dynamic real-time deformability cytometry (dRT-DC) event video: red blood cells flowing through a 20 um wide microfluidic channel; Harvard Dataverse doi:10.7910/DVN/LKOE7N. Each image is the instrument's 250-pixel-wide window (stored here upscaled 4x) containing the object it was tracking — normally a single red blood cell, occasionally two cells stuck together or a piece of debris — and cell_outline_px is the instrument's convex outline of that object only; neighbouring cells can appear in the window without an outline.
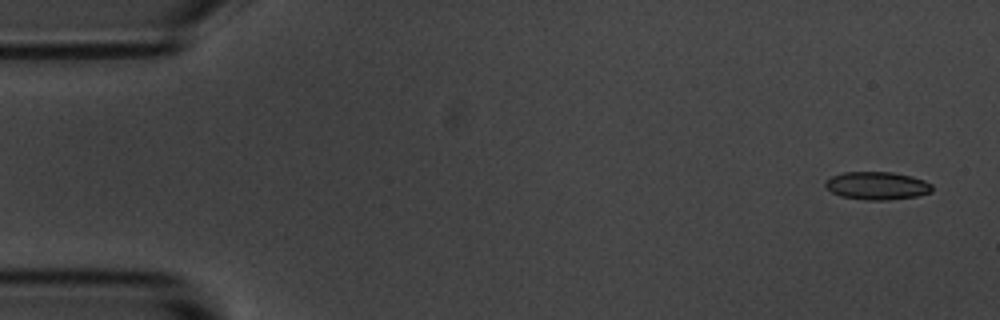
{"species": "common noctule bat (a hibernating species)", "species_latin": "Nyctalus noctula", "temperature_condition": "room temperature", "stored_images_in_passage": 4, "camera_frame_rate_fps": 3000, "um_per_image_px": 0.085, "animal": {"sex": "male", "body_mass_g": 20.1, "forearm_length_mm": 53.5}, "frame": {"image": 1, "passage_image": 1, "time_ms": 0.0, "image_size_px": [1000, 320], "cell_outline_px": [[932, 192], [916, 196], [888, 200], [868, 200], [840, 196], [832, 192], [824, 184], [824, 180], [832, 176], [844, 172], [892, 172], [912, 176], [924, 180], [932, 184]], "centroid_in_image_um": [74.55, 15.78], "position_along_channel_um": 10.4, "area_um2": 17.4}}